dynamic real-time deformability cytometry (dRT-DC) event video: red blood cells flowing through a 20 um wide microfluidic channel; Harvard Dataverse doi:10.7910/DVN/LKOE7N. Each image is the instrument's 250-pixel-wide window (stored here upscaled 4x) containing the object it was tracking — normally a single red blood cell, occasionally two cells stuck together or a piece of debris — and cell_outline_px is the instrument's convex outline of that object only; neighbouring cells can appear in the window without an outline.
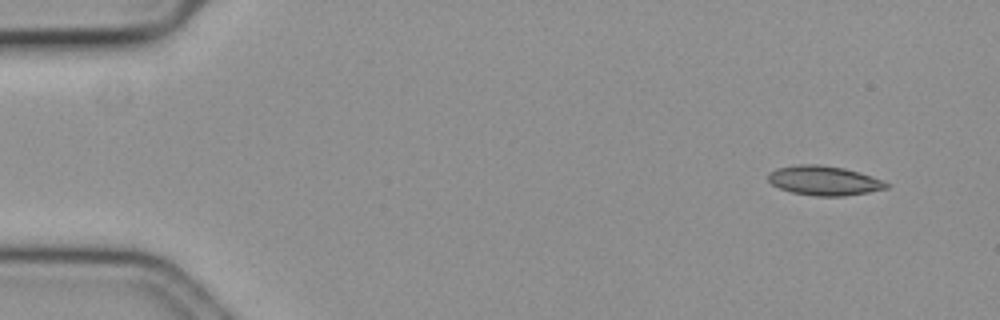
{"species": "common noctule bat (a hibernating species)", "species_latin": "Nyctalus noctula", "temperature_condition": "cold", "stored_images_in_passage": 55, "camera_frame_rate_fps": 3000, "um_per_image_px": 0.085, "animal": {"sex": "female", "body_mass_g": 19.3, "forearm_length_mm": 54.1}, "frame": {"image": 1, "passage_image": 1, "time_ms": 0.0, "image_size_px": [1000, 320], "cell_outline_px": [[892, 184], [888, 188], [868, 192], [844, 196], [816, 196], [792, 192], [780, 188], [772, 184], [768, 180], [768, 176], [772, 172], [780, 168], [800, 164], [816, 164], [844, 168], [872, 176]], "centroid_in_image_um": [70.1, 15.36], "position_along_channel_um": 14.9, "area_um2": 20.06}}
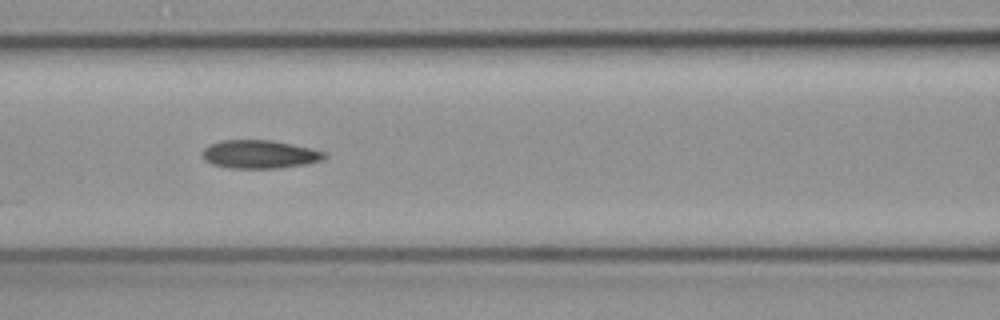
{"frame": {"image": 2, "passage_image": 22, "time_ms": 7.0, "image_size_px": [1000, 320], "cell_outline_px": [[328, 156], [320, 160], [304, 164], [280, 168], [228, 168], [212, 164], [204, 160], [200, 152], [204, 148], [220, 140], [272, 140], [308, 148], [324, 152]], "centroid_in_image_um": [22.0, 13.12], "position_along_channel_um": 144.6, "area_um2": 20.0}}
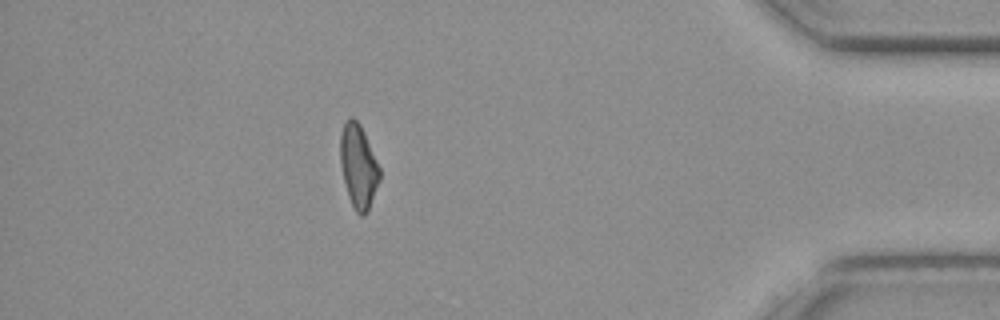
{"frame": {"image": 3, "passage_image": 48, "time_ms": 15.667, "image_size_px": [1000, 320], "cell_outline_px": [[380, 180], [368, 212], [364, 216], [360, 216], [356, 212], [348, 196], [340, 164], [340, 136], [344, 124], [352, 116], [360, 124], [364, 132], [380, 168]], "centroid_in_image_um": [30.47, 14.17], "position_along_channel_um": 404.7, "area_um2": 19.13}, "authors_computed_cell_mechanics": {"area_um2": 19.8254, "velocity_mm_per_s": 3.5605, "shape_relaxation_time_tau1_ms": null, "shape_relaxation_time_tau2_ms": 6.8401, "deformation_change_tau1": null, "deformation_change_tau2": 0.132}}